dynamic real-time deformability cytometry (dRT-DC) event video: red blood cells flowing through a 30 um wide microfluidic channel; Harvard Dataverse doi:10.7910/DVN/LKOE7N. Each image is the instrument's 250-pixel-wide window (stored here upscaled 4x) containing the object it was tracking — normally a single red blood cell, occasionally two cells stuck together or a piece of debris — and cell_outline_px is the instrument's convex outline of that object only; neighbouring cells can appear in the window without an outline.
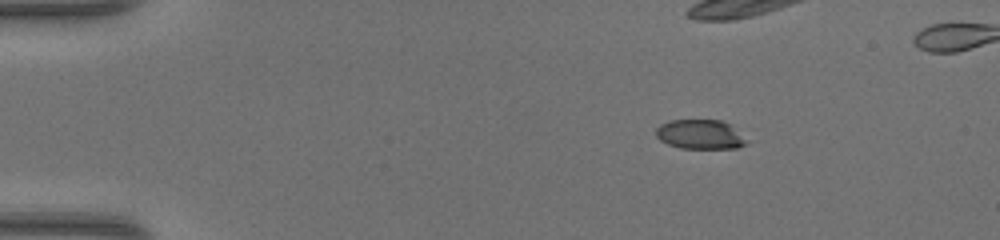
{"species": "common noctule bat (a hibernating species)", "species_latin": "Nyctalus noctula", "temperature_condition": "warm", "stored_images_in_passage": 47, "camera_frame_rate_fps": 3000, "um_per_image_px": 0.085, "animal": {"sex": "female", "body_mass_g": 17.0, "forearm_length_mm": 48.0}, "frame": {"image": 1, "passage_image": 8, "time_ms": 2.333, "image_size_px": [1000, 240], "cell_outline_px": [[744, 144], [736, 148], [680, 148], [668, 144], [660, 140], [656, 136], [656, 128], [660, 124], [672, 120], [720, 120], [728, 124], [744, 140]], "centroid_in_image_um": [59.4, 11.42], "position_along_channel_um": 25.6, "area_um2": 15.03}}